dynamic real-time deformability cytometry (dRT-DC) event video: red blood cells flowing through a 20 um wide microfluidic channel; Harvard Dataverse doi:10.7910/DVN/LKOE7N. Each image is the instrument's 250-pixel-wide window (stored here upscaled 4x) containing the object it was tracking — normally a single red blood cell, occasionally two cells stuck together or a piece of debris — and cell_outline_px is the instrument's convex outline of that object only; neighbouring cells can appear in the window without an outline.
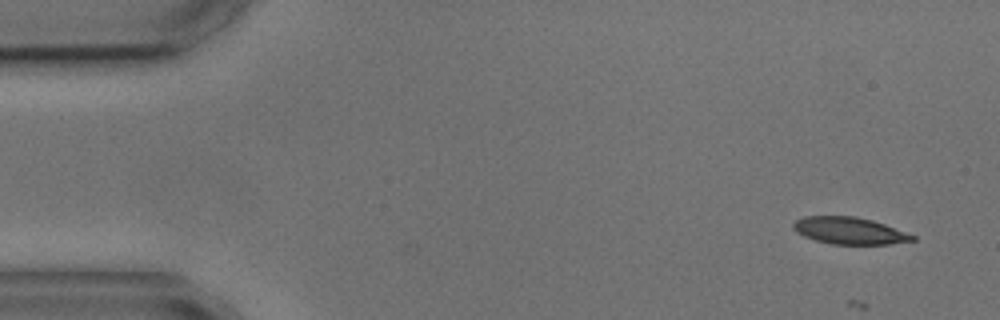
{"species": "common noctule bat (a hibernating species)", "species_latin": "Nyctalus noctula", "temperature_condition": "cold", "stored_images_in_passage": 4, "camera_frame_rate_fps": 3000, "um_per_image_px": 0.085, "animal": {"sex": "male", "body_mass_g": 17.9, "forearm_length_mm": 54.2}, "frame": {"image": 1, "passage_image": 1, "time_ms": 0.0, "image_size_px": [1000, 320], "cell_outline_px": [[916, 240], [888, 244], [832, 244], [816, 240], [804, 236], [796, 232], [792, 228], [792, 224], [796, 220], [804, 216], [856, 216], [872, 220], [884, 224], [916, 236]], "centroid_in_image_um": [72.18, 19.6], "position_along_channel_um": 12.8, "area_um2": 18.67}}
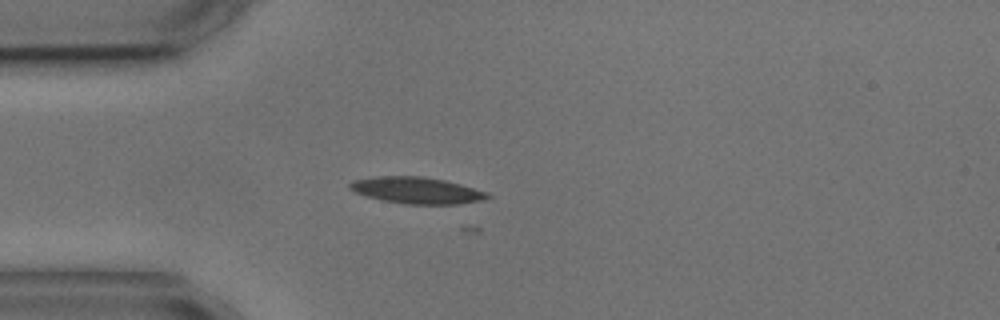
{"frame": {"image": 2, "passage_image": 4, "time_ms": 3.667, "image_size_px": [1000, 320], "cell_outline_px": [[492, 196], [484, 200], [456, 204], [404, 204], [384, 200], [368, 196], [356, 192], [348, 188], [348, 184], [352, 180], [376, 176], [420, 176], [444, 180], [460, 184], [488, 192]], "centroid_in_image_um": [35.43, 16.17], "position_along_channel_um": 49.6, "area_um2": 21.21}}